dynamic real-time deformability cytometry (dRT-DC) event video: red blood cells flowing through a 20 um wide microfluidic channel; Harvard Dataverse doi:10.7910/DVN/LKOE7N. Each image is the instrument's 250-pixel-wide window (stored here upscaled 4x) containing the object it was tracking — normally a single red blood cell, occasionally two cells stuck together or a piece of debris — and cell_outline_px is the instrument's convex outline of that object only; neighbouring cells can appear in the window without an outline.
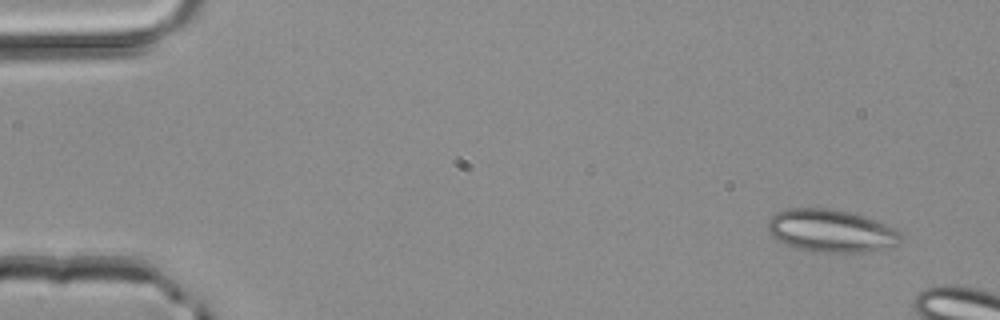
{"species": "common noctule bat (a hibernating species)", "species_latin": "Nyctalus noctula", "temperature_condition": "room temperature", "stored_images_in_passage": 4, "camera_frame_rate_fps": 3000, "um_per_image_px": 0.085, "animal": {"sex": "male", "body_mass_g": 20.4}, "frame": {"image": 1, "passage_image": 1, "time_ms": 0.0, "image_size_px": [1000, 320], "cell_outline_px": [[904, 236], [896, 244], [860, 252], [820, 252], [796, 248], [772, 236], [768, 232], [768, 220], [776, 212], [788, 208], [828, 208], [848, 212], [896, 228]], "centroid_in_image_um": [70.59, 19.6], "position_along_channel_um": 14.4, "area_um2": 32.43}}